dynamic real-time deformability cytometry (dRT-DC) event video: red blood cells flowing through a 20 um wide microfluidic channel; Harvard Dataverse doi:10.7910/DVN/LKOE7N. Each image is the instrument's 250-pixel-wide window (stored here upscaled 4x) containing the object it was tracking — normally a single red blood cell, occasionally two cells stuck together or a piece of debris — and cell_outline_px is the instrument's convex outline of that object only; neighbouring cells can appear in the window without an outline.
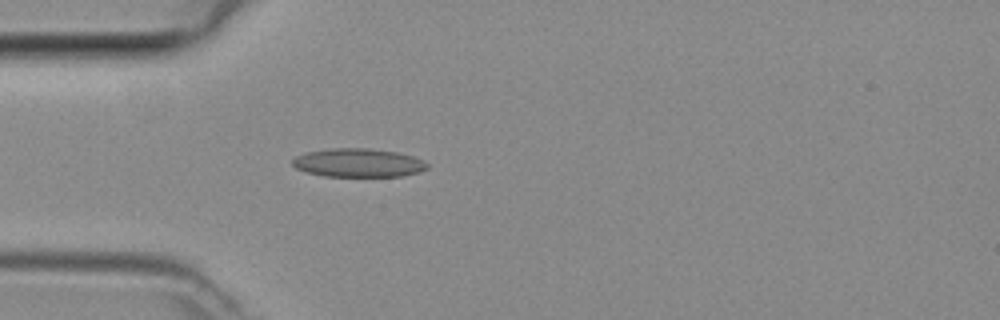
{"species": "common noctule bat (a hibernating species)", "species_latin": "Nyctalus noctula", "temperature_condition": "room temperature", "stored_images_in_passage": 3, "camera_frame_rate_fps": 3000, "um_per_image_px": 0.085, "animal": {"sex": "female", "body_mass_g": 29.2, "forearm_length_mm": 56.3}, "frame": {"image": 1, "passage_image": 3, "time_ms": 0.667, "image_size_px": [1000, 320], "cell_outline_px": [[428, 168], [420, 172], [400, 176], [324, 176], [308, 172], [296, 168], [292, 164], [292, 160], [296, 156], [308, 152], [332, 148], [368, 148], [396, 152], [412, 156], [424, 160], [428, 164]], "centroid_in_image_um": [30.48, 13.84], "position_along_channel_um": 54.5, "area_um2": 22.31}}